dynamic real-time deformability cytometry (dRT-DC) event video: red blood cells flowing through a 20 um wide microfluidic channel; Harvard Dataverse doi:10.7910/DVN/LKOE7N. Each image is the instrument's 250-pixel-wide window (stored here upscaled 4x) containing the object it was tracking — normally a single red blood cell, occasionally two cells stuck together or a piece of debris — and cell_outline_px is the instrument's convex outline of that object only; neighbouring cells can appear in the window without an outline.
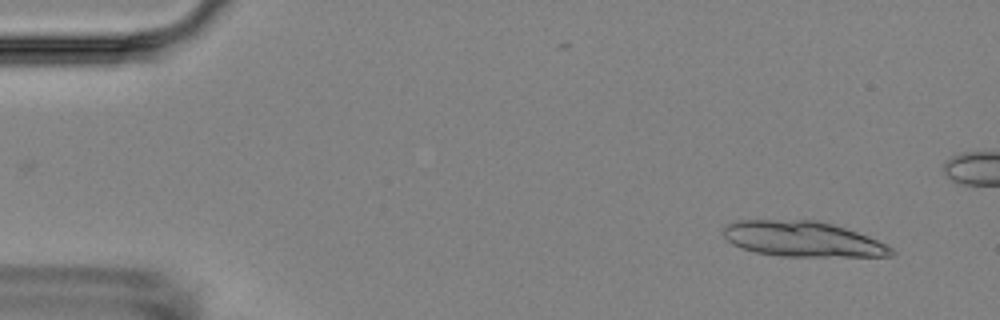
{"species": "Egyptian fruit bat (a non-hibernating species)", "species_latin": "Rousettus aegyptiacus", "temperature_condition": "room temperature", "stored_images_in_passage": 6, "camera_frame_rate_fps": 3000, "um_per_image_px": 0.085, "animal": {"sex": "female"}, "frame": {"image": 1, "passage_image": 2, "time_ms": 1.0, "image_size_px": [1000, 320], "cell_outline_px": [[896, 252], [892, 256], [780, 256], [756, 252], [740, 248], [732, 244], [724, 236], [724, 228], [728, 224], [736, 220], [816, 220], [832, 224], [868, 236], [888, 244]], "centroid_in_image_um": [68.23, 20.32], "position_along_channel_um": 16.8, "area_um2": 34.51}}